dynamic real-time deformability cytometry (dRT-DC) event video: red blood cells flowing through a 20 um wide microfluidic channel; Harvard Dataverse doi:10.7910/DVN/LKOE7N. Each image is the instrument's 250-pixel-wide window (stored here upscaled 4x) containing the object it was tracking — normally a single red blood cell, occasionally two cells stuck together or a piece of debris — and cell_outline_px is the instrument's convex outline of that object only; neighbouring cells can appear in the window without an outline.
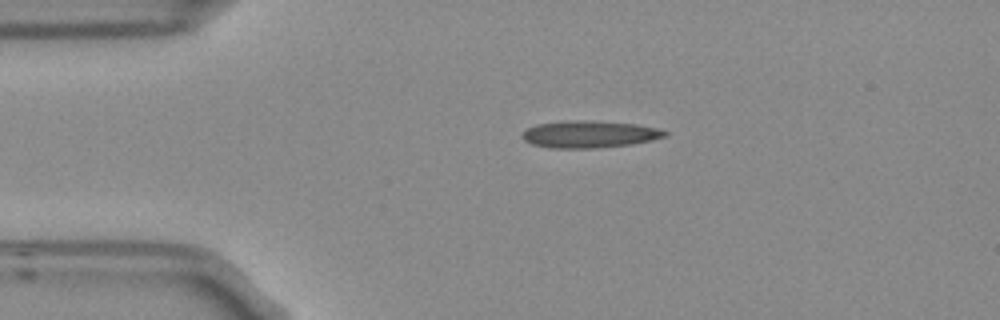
{"species": "Egyptian fruit bat (a non-hibernating species)", "species_latin": "Rousettus aegyptiacus", "temperature_condition": "room temperature", "stored_images_in_passage": 5, "camera_frame_rate_fps": 3000, "um_per_image_px": 0.085, "frame": {"image": 1, "passage_image": 5, "time_ms": 1.333, "image_size_px": [1000, 320], "cell_outline_px": [[668, 136], [652, 140], [632, 144], [596, 148], [548, 148], [532, 144], [524, 140], [520, 136], [528, 128], [536, 124], [564, 120], [584, 120], [636, 124], [656, 128], [668, 132]], "centroid_in_image_um": [50.08, 11.41], "position_along_channel_um": 34.9, "area_um2": 22.6}}